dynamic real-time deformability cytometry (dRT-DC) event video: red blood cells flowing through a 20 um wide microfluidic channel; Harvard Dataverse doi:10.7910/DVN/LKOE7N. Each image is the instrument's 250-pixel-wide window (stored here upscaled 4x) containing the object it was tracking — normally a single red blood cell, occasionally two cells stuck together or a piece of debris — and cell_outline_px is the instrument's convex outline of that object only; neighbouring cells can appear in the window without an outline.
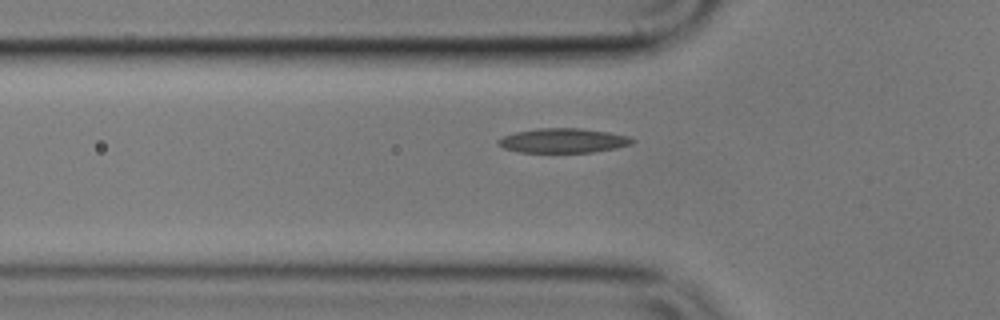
{"species": "common noctule bat (a hibernating species)", "species_latin": "Nyctalus noctula", "temperature_condition": "cold", "stored_images_in_passage": 42, "camera_frame_rate_fps": 3000, "um_per_image_px": 0.085, "animal": {"sex": "male", "body_mass_g": 17.9}, "frame": {"image": 1, "passage_image": 7, "time_ms": 2.0, "image_size_px": [1000, 320], "cell_outline_px": [[636, 140], [632, 144], [616, 148], [592, 152], [520, 152], [504, 148], [496, 144], [496, 140], [504, 136], [516, 132], [536, 128], [580, 128], [608, 132], [628, 136]], "centroid_in_image_um": [47.86, 11.95], "position_along_channel_um": 77.9, "area_um2": 19.13}}
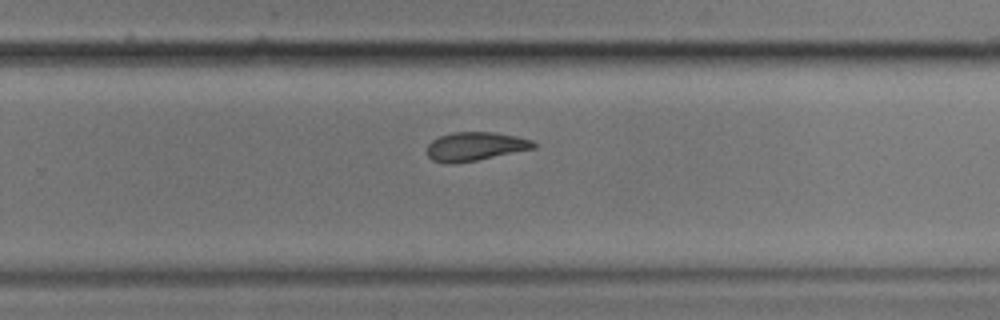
{"frame": {"image": 2, "passage_image": 25, "time_ms": 8.0, "image_size_px": [1000, 320], "cell_outline_px": [[536, 148], [476, 160], [452, 164], [448, 164], [432, 160], [428, 156], [428, 144], [432, 140], [440, 136], [456, 132], [496, 132], [516, 136], [532, 140], [536, 144]], "centroid_in_image_um": [40.4, 12.44], "position_along_channel_um": 289.4, "area_um2": 17.74}}
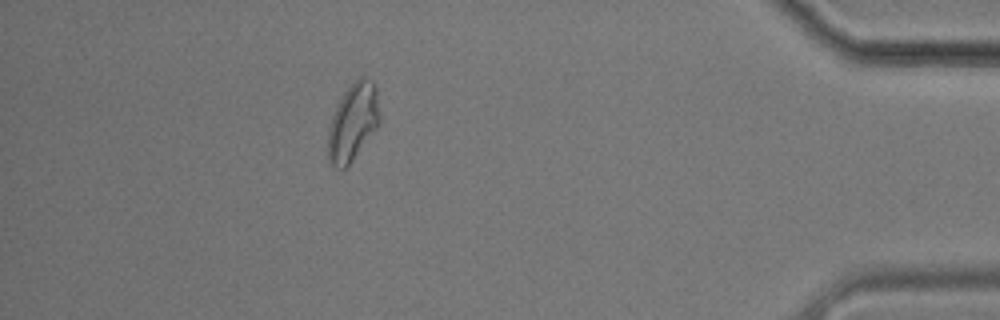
{"frame": {"image": 3, "passage_image": 39, "time_ms": 12.667, "image_size_px": [1000, 320], "cell_outline_px": [[380, 124], [352, 160], [344, 168], [336, 168], [328, 164], [328, 128], [336, 104], [344, 92], [360, 76], [364, 76], [372, 80], [376, 88], [380, 116]], "centroid_in_image_um": [29.99, 10.37], "position_along_channel_um": 405.2, "area_um2": 23.35}, "authors_computed_cell_mechanics": {"area_um2": 18.9295, "velocity_mm_per_s": 3.515, "shape_relaxation_time_tau1_ms": null, "shape_relaxation_time_tau2_ms": 3.2716, "deformation_change_tau1": null, "deformation_change_tau2": 0.0886}}